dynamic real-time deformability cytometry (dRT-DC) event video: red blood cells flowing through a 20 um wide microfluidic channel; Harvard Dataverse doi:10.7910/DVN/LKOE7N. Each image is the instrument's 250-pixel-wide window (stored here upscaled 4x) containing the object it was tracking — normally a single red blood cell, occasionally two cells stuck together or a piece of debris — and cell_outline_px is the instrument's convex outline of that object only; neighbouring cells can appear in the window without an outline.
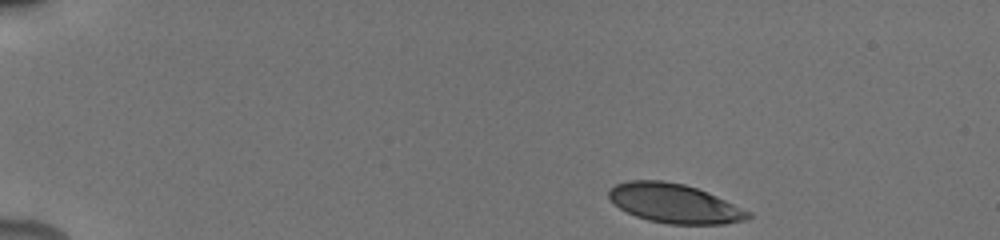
{"species": "human", "species_latin": "Homo sapiens", "temperature_condition": "cold", "stored_images_in_passage": 6, "camera_frame_rate_fps": 3000, "um_per_image_px": 0.085, "donor": {"sex": "male"}, "frame": {"image": 1, "passage_image": 1, "time_ms": 0.0, "image_size_px": [1000, 240], "cell_outline_px": [[752, 216], [744, 220], [724, 224], [668, 224], [648, 220], [636, 216], [620, 208], [608, 196], [608, 192], [616, 184], [628, 180], [664, 180], [684, 184], [708, 192], [752, 212]], "centroid_in_image_um": [57.35, 17.29], "position_along_channel_um": 27.6, "area_um2": 31.73}}